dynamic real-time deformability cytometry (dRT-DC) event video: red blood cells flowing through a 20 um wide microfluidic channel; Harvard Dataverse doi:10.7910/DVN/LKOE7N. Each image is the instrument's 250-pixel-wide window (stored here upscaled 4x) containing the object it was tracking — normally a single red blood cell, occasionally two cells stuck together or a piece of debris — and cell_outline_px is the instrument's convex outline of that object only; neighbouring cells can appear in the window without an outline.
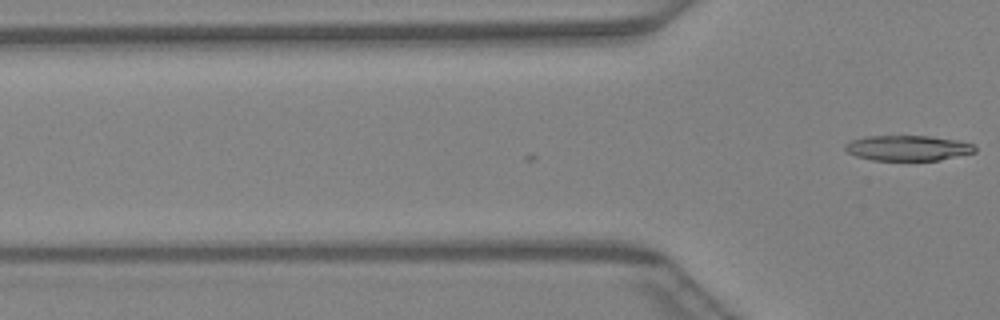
{"species": "Egyptian fruit bat (a non-hibernating species)", "species_latin": "Rousettus aegyptiacus", "temperature_condition": "warm", "stored_images_in_passage": 2, "camera_frame_rate_fps": 3000, "um_per_image_px": 0.085, "animal": {"sex": "female"}, "frame": {"image": 1, "passage_image": 2, "time_ms": 0.333, "image_size_px": [1000, 320], "cell_outline_px": [[976, 152], [940, 160], [872, 160], [856, 156], [848, 152], [844, 148], [844, 144], [852, 140], [868, 136], [928, 136], [956, 140], [972, 144], [976, 148]], "centroid_in_image_um": [77.15, 12.58], "position_along_channel_um": 48.6, "area_um2": 19.02}}